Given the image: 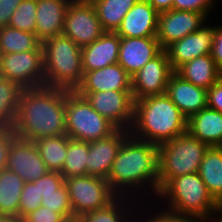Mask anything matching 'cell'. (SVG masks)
<instances>
[{"label":"cell","mask_w":222,"mask_h":222,"mask_svg":"<svg viewBox=\"0 0 222 222\" xmlns=\"http://www.w3.org/2000/svg\"><path fill=\"white\" fill-rule=\"evenodd\" d=\"M69 92L46 86L23 89L12 127L16 137L34 141L66 135L65 98Z\"/></svg>","instance_id":"obj_1"},{"label":"cell","mask_w":222,"mask_h":222,"mask_svg":"<svg viewBox=\"0 0 222 222\" xmlns=\"http://www.w3.org/2000/svg\"><path fill=\"white\" fill-rule=\"evenodd\" d=\"M106 179L118 196L132 197L129 193L133 189L135 192L144 190L146 185H149L148 190L149 187L152 189V195H157L158 146L130 134L122 143Z\"/></svg>","instance_id":"obj_2"},{"label":"cell","mask_w":222,"mask_h":222,"mask_svg":"<svg viewBox=\"0 0 222 222\" xmlns=\"http://www.w3.org/2000/svg\"><path fill=\"white\" fill-rule=\"evenodd\" d=\"M134 101L129 131L135 138L158 146L187 131V118L166 93Z\"/></svg>","instance_id":"obj_3"},{"label":"cell","mask_w":222,"mask_h":222,"mask_svg":"<svg viewBox=\"0 0 222 222\" xmlns=\"http://www.w3.org/2000/svg\"><path fill=\"white\" fill-rule=\"evenodd\" d=\"M167 200L163 210L176 216H188L210 221L216 215L217 201L208 191L199 173L170 178L159 190L157 197ZM167 199H166V198Z\"/></svg>","instance_id":"obj_4"},{"label":"cell","mask_w":222,"mask_h":222,"mask_svg":"<svg viewBox=\"0 0 222 222\" xmlns=\"http://www.w3.org/2000/svg\"><path fill=\"white\" fill-rule=\"evenodd\" d=\"M45 86L75 91L83 78L82 47L64 35L42 43Z\"/></svg>","instance_id":"obj_5"},{"label":"cell","mask_w":222,"mask_h":222,"mask_svg":"<svg viewBox=\"0 0 222 222\" xmlns=\"http://www.w3.org/2000/svg\"><path fill=\"white\" fill-rule=\"evenodd\" d=\"M208 148L188 131L158 145L159 189L170 178L197 173Z\"/></svg>","instance_id":"obj_6"},{"label":"cell","mask_w":222,"mask_h":222,"mask_svg":"<svg viewBox=\"0 0 222 222\" xmlns=\"http://www.w3.org/2000/svg\"><path fill=\"white\" fill-rule=\"evenodd\" d=\"M65 119L66 135L78 141L89 143L104 139L117 130L75 91H70L65 98Z\"/></svg>","instance_id":"obj_7"},{"label":"cell","mask_w":222,"mask_h":222,"mask_svg":"<svg viewBox=\"0 0 222 222\" xmlns=\"http://www.w3.org/2000/svg\"><path fill=\"white\" fill-rule=\"evenodd\" d=\"M65 185L75 215L83 216L88 212L103 209L118 197L107 179L101 177L74 176L65 178Z\"/></svg>","instance_id":"obj_8"},{"label":"cell","mask_w":222,"mask_h":222,"mask_svg":"<svg viewBox=\"0 0 222 222\" xmlns=\"http://www.w3.org/2000/svg\"><path fill=\"white\" fill-rule=\"evenodd\" d=\"M0 76L17 83L23 89L45 86L43 50L2 54Z\"/></svg>","instance_id":"obj_9"},{"label":"cell","mask_w":222,"mask_h":222,"mask_svg":"<svg viewBox=\"0 0 222 222\" xmlns=\"http://www.w3.org/2000/svg\"><path fill=\"white\" fill-rule=\"evenodd\" d=\"M117 129L129 131L134 120L132 91L76 92Z\"/></svg>","instance_id":"obj_10"},{"label":"cell","mask_w":222,"mask_h":222,"mask_svg":"<svg viewBox=\"0 0 222 222\" xmlns=\"http://www.w3.org/2000/svg\"><path fill=\"white\" fill-rule=\"evenodd\" d=\"M104 33L93 4L85 0H72L66 12L62 35L84 47Z\"/></svg>","instance_id":"obj_11"},{"label":"cell","mask_w":222,"mask_h":222,"mask_svg":"<svg viewBox=\"0 0 222 222\" xmlns=\"http://www.w3.org/2000/svg\"><path fill=\"white\" fill-rule=\"evenodd\" d=\"M173 72L167 52L162 50L131 76L134 100L165 94L169 78Z\"/></svg>","instance_id":"obj_12"},{"label":"cell","mask_w":222,"mask_h":222,"mask_svg":"<svg viewBox=\"0 0 222 222\" xmlns=\"http://www.w3.org/2000/svg\"><path fill=\"white\" fill-rule=\"evenodd\" d=\"M6 169L19 175L25 183L34 182L49 172L36 144L20 137L11 141Z\"/></svg>","instance_id":"obj_13"},{"label":"cell","mask_w":222,"mask_h":222,"mask_svg":"<svg viewBox=\"0 0 222 222\" xmlns=\"http://www.w3.org/2000/svg\"><path fill=\"white\" fill-rule=\"evenodd\" d=\"M202 13L171 9L159 13L156 38L163 50L173 42L197 31L206 21Z\"/></svg>","instance_id":"obj_14"},{"label":"cell","mask_w":222,"mask_h":222,"mask_svg":"<svg viewBox=\"0 0 222 222\" xmlns=\"http://www.w3.org/2000/svg\"><path fill=\"white\" fill-rule=\"evenodd\" d=\"M214 26L202 25L197 31L173 42L165 50L173 71L199 56L211 53Z\"/></svg>","instance_id":"obj_15"},{"label":"cell","mask_w":222,"mask_h":222,"mask_svg":"<svg viewBox=\"0 0 222 222\" xmlns=\"http://www.w3.org/2000/svg\"><path fill=\"white\" fill-rule=\"evenodd\" d=\"M129 135L130 131L117 129L107 138L89 142L87 175L106 179L122 143Z\"/></svg>","instance_id":"obj_16"},{"label":"cell","mask_w":222,"mask_h":222,"mask_svg":"<svg viewBox=\"0 0 222 222\" xmlns=\"http://www.w3.org/2000/svg\"><path fill=\"white\" fill-rule=\"evenodd\" d=\"M162 50L156 37H120L118 63L133 76Z\"/></svg>","instance_id":"obj_17"},{"label":"cell","mask_w":222,"mask_h":222,"mask_svg":"<svg viewBox=\"0 0 222 222\" xmlns=\"http://www.w3.org/2000/svg\"><path fill=\"white\" fill-rule=\"evenodd\" d=\"M166 95L187 119L207 107V89L188 82L175 71L169 78Z\"/></svg>","instance_id":"obj_18"},{"label":"cell","mask_w":222,"mask_h":222,"mask_svg":"<svg viewBox=\"0 0 222 222\" xmlns=\"http://www.w3.org/2000/svg\"><path fill=\"white\" fill-rule=\"evenodd\" d=\"M132 91L131 76L119 64H111L94 71L83 72L81 84L75 92Z\"/></svg>","instance_id":"obj_19"},{"label":"cell","mask_w":222,"mask_h":222,"mask_svg":"<svg viewBox=\"0 0 222 222\" xmlns=\"http://www.w3.org/2000/svg\"><path fill=\"white\" fill-rule=\"evenodd\" d=\"M159 13L147 0H138L124 16L116 33L120 37H156Z\"/></svg>","instance_id":"obj_20"},{"label":"cell","mask_w":222,"mask_h":222,"mask_svg":"<svg viewBox=\"0 0 222 222\" xmlns=\"http://www.w3.org/2000/svg\"><path fill=\"white\" fill-rule=\"evenodd\" d=\"M72 0H37L35 34L43 43L62 34L67 9Z\"/></svg>","instance_id":"obj_21"},{"label":"cell","mask_w":222,"mask_h":222,"mask_svg":"<svg viewBox=\"0 0 222 222\" xmlns=\"http://www.w3.org/2000/svg\"><path fill=\"white\" fill-rule=\"evenodd\" d=\"M119 48L120 36L116 32H105L93 43L82 47L83 72L118 63Z\"/></svg>","instance_id":"obj_22"},{"label":"cell","mask_w":222,"mask_h":222,"mask_svg":"<svg viewBox=\"0 0 222 222\" xmlns=\"http://www.w3.org/2000/svg\"><path fill=\"white\" fill-rule=\"evenodd\" d=\"M187 131L209 147L222 146V113L204 108L187 119Z\"/></svg>","instance_id":"obj_23"},{"label":"cell","mask_w":222,"mask_h":222,"mask_svg":"<svg viewBox=\"0 0 222 222\" xmlns=\"http://www.w3.org/2000/svg\"><path fill=\"white\" fill-rule=\"evenodd\" d=\"M175 72L203 89H209L222 77V71L216 66L211 54L199 56L184 63Z\"/></svg>","instance_id":"obj_24"},{"label":"cell","mask_w":222,"mask_h":222,"mask_svg":"<svg viewBox=\"0 0 222 222\" xmlns=\"http://www.w3.org/2000/svg\"><path fill=\"white\" fill-rule=\"evenodd\" d=\"M216 201L222 198V146L209 147L198 171Z\"/></svg>","instance_id":"obj_25"},{"label":"cell","mask_w":222,"mask_h":222,"mask_svg":"<svg viewBox=\"0 0 222 222\" xmlns=\"http://www.w3.org/2000/svg\"><path fill=\"white\" fill-rule=\"evenodd\" d=\"M22 178L8 169L0 171V215H18Z\"/></svg>","instance_id":"obj_26"},{"label":"cell","mask_w":222,"mask_h":222,"mask_svg":"<svg viewBox=\"0 0 222 222\" xmlns=\"http://www.w3.org/2000/svg\"><path fill=\"white\" fill-rule=\"evenodd\" d=\"M138 0H95L92 2L105 32H116L127 12Z\"/></svg>","instance_id":"obj_27"},{"label":"cell","mask_w":222,"mask_h":222,"mask_svg":"<svg viewBox=\"0 0 222 222\" xmlns=\"http://www.w3.org/2000/svg\"><path fill=\"white\" fill-rule=\"evenodd\" d=\"M69 140L67 135H59L41 137L33 141L49 171H62Z\"/></svg>","instance_id":"obj_28"},{"label":"cell","mask_w":222,"mask_h":222,"mask_svg":"<svg viewBox=\"0 0 222 222\" xmlns=\"http://www.w3.org/2000/svg\"><path fill=\"white\" fill-rule=\"evenodd\" d=\"M29 50H42V43L35 33L21 31L9 25L0 28V52L2 54Z\"/></svg>","instance_id":"obj_29"},{"label":"cell","mask_w":222,"mask_h":222,"mask_svg":"<svg viewBox=\"0 0 222 222\" xmlns=\"http://www.w3.org/2000/svg\"><path fill=\"white\" fill-rule=\"evenodd\" d=\"M23 88L0 76V126L12 128Z\"/></svg>","instance_id":"obj_30"},{"label":"cell","mask_w":222,"mask_h":222,"mask_svg":"<svg viewBox=\"0 0 222 222\" xmlns=\"http://www.w3.org/2000/svg\"><path fill=\"white\" fill-rule=\"evenodd\" d=\"M89 152V143L70 139L67 155L60 172L64 178L87 175L86 160Z\"/></svg>","instance_id":"obj_31"},{"label":"cell","mask_w":222,"mask_h":222,"mask_svg":"<svg viewBox=\"0 0 222 222\" xmlns=\"http://www.w3.org/2000/svg\"><path fill=\"white\" fill-rule=\"evenodd\" d=\"M125 198L126 201L124 200ZM127 198L126 196H118L107 207L86 213L83 215L85 222H131L130 217L133 214L129 210H126L127 205L129 206ZM125 211L129 213L130 217Z\"/></svg>","instance_id":"obj_32"},{"label":"cell","mask_w":222,"mask_h":222,"mask_svg":"<svg viewBox=\"0 0 222 222\" xmlns=\"http://www.w3.org/2000/svg\"><path fill=\"white\" fill-rule=\"evenodd\" d=\"M37 0H23L12 14L9 26L35 33Z\"/></svg>","instance_id":"obj_33"},{"label":"cell","mask_w":222,"mask_h":222,"mask_svg":"<svg viewBox=\"0 0 222 222\" xmlns=\"http://www.w3.org/2000/svg\"><path fill=\"white\" fill-rule=\"evenodd\" d=\"M41 206L60 213L63 217L73 215L70 196L65 183L57 190V193L42 195Z\"/></svg>","instance_id":"obj_34"},{"label":"cell","mask_w":222,"mask_h":222,"mask_svg":"<svg viewBox=\"0 0 222 222\" xmlns=\"http://www.w3.org/2000/svg\"><path fill=\"white\" fill-rule=\"evenodd\" d=\"M42 195L38 191V184L33 182L24 183L23 191L20 195L18 215L24 217L31 211L36 210L42 204Z\"/></svg>","instance_id":"obj_35"},{"label":"cell","mask_w":222,"mask_h":222,"mask_svg":"<svg viewBox=\"0 0 222 222\" xmlns=\"http://www.w3.org/2000/svg\"><path fill=\"white\" fill-rule=\"evenodd\" d=\"M217 0H174L172 9L202 13L206 18Z\"/></svg>","instance_id":"obj_36"},{"label":"cell","mask_w":222,"mask_h":222,"mask_svg":"<svg viewBox=\"0 0 222 222\" xmlns=\"http://www.w3.org/2000/svg\"><path fill=\"white\" fill-rule=\"evenodd\" d=\"M33 183L38 184L40 195H45L57 193V190L65 183V178L60 172L49 171Z\"/></svg>","instance_id":"obj_37"},{"label":"cell","mask_w":222,"mask_h":222,"mask_svg":"<svg viewBox=\"0 0 222 222\" xmlns=\"http://www.w3.org/2000/svg\"><path fill=\"white\" fill-rule=\"evenodd\" d=\"M63 218L60 213H56L44 206H40L23 217L24 222H61Z\"/></svg>","instance_id":"obj_38"},{"label":"cell","mask_w":222,"mask_h":222,"mask_svg":"<svg viewBox=\"0 0 222 222\" xmlns=\"http://www.w3.org/2000/svg\"><path fill=\"white\" fill-rule=\"evenodd\" d=\"M15 137L12 128L0 126V171L6 168L10 144Z\"/></svg>","instance_id":"obj_39"},{"label":"cell","mask_w":222,"mask_h":222,"mask_svg":"<svg viewBox=\"0 0 222 222\" xmlns=\"http://www.w3.org/2000/svg\"><path fill=\"white\" fill-rule=\"evenodd\" d=\"M207 107L222 113V77L207 89Z\"/></svg>","instance_id":"obj_40"},{"label":"cell","mask_w":222,"mask_h":222,"mask_svg":"<svg viewBox=\"0 0 222 222\" xmlns=\"http://www.w3.org/2000/svg\"><path fill=\"white\" fill-rule=\"evenodd\" d=\"M23 0H0V28L9 25L12 14Z\"/></svg>","instance_id":"obj_41"},{"label":"cell","mask_w":222,"mask_h":222,"mask_svg":"<svg viewBox=\"0 0 222 222\" xmlns=\"http://www.w3.org/2000/svg\"><path fill=\"white\" fill-rule=\"evenodd\" d=\"M143 220H144L143 218L142 220L140 219V222H142ZM143 222H206V221L194 217L176 216L162 210L160 213L158 212L157 215L155 216L153 215V217Z\"/></svg>","instance_id":"obj_42"},{"label":"cell","mask_w":222,"mask_h":222,"mask_svg":"<svg viewBox=\"0 0 222 222\" xmlns=\"http://www.w3.org/2000/svg\"><path fill=\"white\" fill-rule=\"evenodd\" d=\"M210 54L216 66L222 71V24L214 26L213 46Z\"/></svg>","instance_id":"obj_43"},{"label":"cell","mask_w":222,"mask_h":222,"mask_svg":"<svg viewBox=\"0 0 222 222\" xmlns=\"http://www.w3.org/2000/svg\"><path fill=\"white\" fill-rule=\"evenodd\" d=\"M148 3L158 12H166L172 9L174 0H147Z\"/></svg>","instance_id":"obj_44"},{"label":"cell","mask_w":222,"mask_h":222,"mask_svg":"<svg viewBox=\"0 0 222 222\" xmlns=\"http://www.w3.org/2000/svg\"><path fill=\"white\" fill-rule=\"evenodd\" d=\"M0 222H24L19 215H0Z\"/></svg>","instance_id":"obj_45"},{"label":"cell","mask_w":222,"mask_h":222,"mask_svg":"<svg viewBox=\"0 0 222 222\" xmlns=\"http://www.w3.org/2000/svg\"><path fill=\"white\" fill-rule=\"evenodd\" d=\"M61 222H85V219L82 215H70L63 218Z\"/></svg>","instance_id":"obj_46"},{"label":"cell","mask_w":222,"mask_h":222,"mask_svg":"<svg viewBox=\"0 0 222 222\" xmlns=\"http://www.w3.org/2000/svg\"><path fill=\"white\" fill-rule=\"evenodd\" d=\"M216 215H217V217H222V198L219 201H217Z\"/></svg>","instance_id":"obj_47"},{"label":"cell","mask_w":222,"mask_h":222,"mask_svg":"<svg viewBox=\"0 0 222 222\" xmlns=\"http://www.w3.org/2000/svg\"><path fill=\"white\" fill-rule=\"evenodd\" d=\"M214 222H222V217H218V219L216 221L214 220Z\"/></svg>","instance_id":"obj_48"},{"label":"cell","mask_w":222,"mask_h":222,"mask_svg":"<svg viewBox=\"0 0 222 222\" xmlns=\"http://www.w3.org/2000/svg\"><path fill=\"white\" fill-rule=\"evenodd\" d=\"M1 60H2V53L0 52V63H1Z\"/></svg>","instance_id":"obj_49"},{"label":"cell","mask_w":222,"mask_h":222,"mask_svg":"<svg viewBox=\"0 0 222 222\" xmlns=\"http://www.w3.org/2000/svg\"><path fill=\"white\" fill-rule=\"evenodd\" d=\"M85 1H88V2H91V3H92V2L95 1V0H85Z\"/></svg>","instance_id":"obj_50"}]
</instances>
